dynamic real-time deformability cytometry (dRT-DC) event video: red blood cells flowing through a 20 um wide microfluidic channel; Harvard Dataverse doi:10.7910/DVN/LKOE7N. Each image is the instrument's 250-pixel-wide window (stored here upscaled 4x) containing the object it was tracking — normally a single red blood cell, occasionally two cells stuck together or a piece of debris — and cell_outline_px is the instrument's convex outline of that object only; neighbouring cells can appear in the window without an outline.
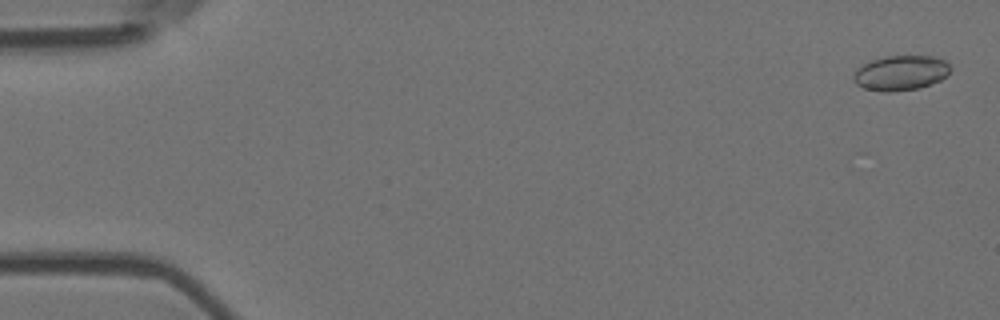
{"species": "Egyptian fruit bat (a non-hibernating species)", "species_latin": "Rousettus aegyptiacus", "temperature_condition": "room temperature", "stored_images_in_passage": 6, "camera_frame_rate_fps": 3000, "um_per_image_px": 0.085, "animal": {"sex": "female"}, "frame": {"image": 1, "passage_image": 1, "time_ms": 0.0, "image_size_px": [1000, 320], "cell_outline_px": [[952, 68], [940, 80], [920, 88], [892, 92], [884, 92], [864, 88], [856, 84], [852, 80], [852, 76], [856, 68], [872, 60], [884, 56], [936, 56], [944, 60]], "centroid_in_image_um": [76.53, 6.2], "position_along_channel_um": 8.5, "area_um2": 19.83}}
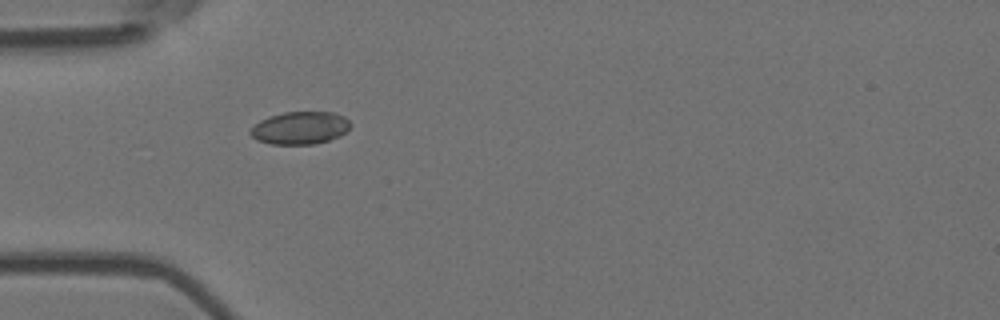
{"frame": {"image": 2, "passage_image": 5, "time_ms": 1.333, "image_size_px": [1000, 320], "cell_outline_px": [[352, 124], [340, 136], [328, 140], [312, 144], [272, 144], [256, 140], [248, 132], [260, 120], [268, 116], [284, 112], [332, 112], [344, 116]], "centroid_in_image_um": [25.49, 10.87], "position_along_channel_um": 59.5, "area_um2": 18.96}}
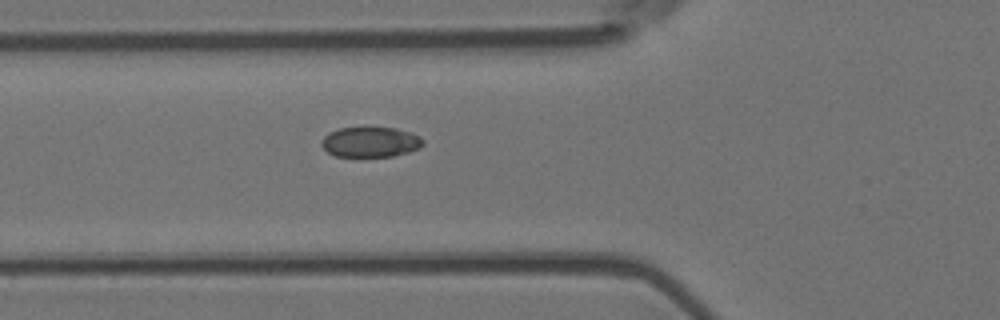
{"frame": {"image": 3, "passage_image": 6, "time_ms": 1.667, "image_size_px": [1000, 320], "cell_outline_px": [[424, 144], [420, 148], [408, 152], [392, 156], [336, 156], [328, 152], [320, 144], [320, 140], [324, 136], [340, 128], [396, 128], [420, 136], [424, 140]], "centroid_in_image_um": [31.5, 12.08], "position_along_channel_um": 94.3, "area_um2": 17.69}}